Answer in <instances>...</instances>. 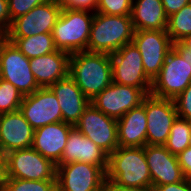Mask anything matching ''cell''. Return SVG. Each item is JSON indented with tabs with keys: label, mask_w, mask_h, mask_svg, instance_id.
Returning a JSON list of instances; mask_svg holds the SVG:
<instances>
[{
	"label": "cell",
	"mask_w": 191,
	"mask_h": 191,
	"mask_svg": "<svg viewBox=\"0 0 191 191\" xmlns=\"http://www.w3.org/2000/svg\"><path fill=\"white\" fill-rule=\"evenodd\" d=\"M179 43L191 52V34L185 36Z\"/></svg>",
	"instance_id": "39"
},
{
	"label": "cell",
	"mask_w": 191,
	"mask_h": 191,
	"mask_svg": "<svg viewBox=\"0 0 191 191\" xmlns=\"http://www.w3.org/2000/svg\"><path fill=\"white\" fill-rule=\"evenodd\" d=\"M191 84V52L179 42L167 54L159 74L152 81L150 94L174 100Z\"/></svg>",
	"instance_id": "3"
},
{
	"label": "cell",
	"mask_w": 191,
	"mask_h": 191,
	"mask_svg": "<svg viewBox=\"0 0 191 191\" xmlns=\"http://www.w3.org/2000/svg\"><path fill=\"white\" fill-rule=\"evenodd\" d=\"M56 165L32 147L7 153V178L56 180Z\"/></svg>",
	"instance_id": "9"
},
{
	"label": "cell",
	"mask_w": 191,
	"mask_h": 191,
	"mask_svg": "<svg viewBox=\"0 0 191 191\" xmlns=\"http://www.w3.org/2000/svg\"><path fill=\"white\" fill-rule=\"evenodd\" d=\"M177 158L185 178L191 179V146L177 155Z\"/></svg>",
	"instance_id": "33"
},
{
	"label": "cell",
	"mask_w": 191,
	"mask_h": 191,
	"mask_svg": "<svg viewBox=\"0 0 191 191\" xmlns=\"http://www.w3.org/2000/svg\"><path fill=\"white\" fill-rule=\"evenodd\" d=\"M135 29L131 16H112L94 12L88 52L112 54L132 43Z\"/></svg>",
	"instance_id": "4"
},
{
	"label": "cell",
	"mask_w": 191,
	"mask_h": 191,
	"mask_svg": "<svg viewBox=\"0 0 191 191\" xmlns=\"http://www.w3.org/2000/svg\"><path fill=\"white\" fill-rule=\"evenodd\" d=\"M34 129L20 110L0 114V149L6 154L32 147Z\"/></svg>",
	"instance_id": "18"
},
{
	"label": "cell",
	"mask_w": 191,
	"mask_h": 191,
	"mask_svg": "<svg viewBox=\"0 0 191 191\" xmlns=\"http://www.w3.org/2000/svg\"><path fill=\"white\" fill-rule=\"evenodd\" d=\"M63 6L71 9L96 11L98 0H59Z\"/></svg>",
	"instance_id": "32"
},
{
	"label": "cell",
	"mask_w": 191,
	"mask_h": 191,
	"mask_svg": "<svg viewBox=\"0 0 191 191\" xmlns=\"http://www.w3.org/2000/svg\"><path fill=\"white\" fill-rule=\"evenodd\" d=\"M147 116V144L164 145L178 113L174 100L159 98L152 94L145 97Z\"/></svg>",
	"instance_id": "14"
},
{
	"label": "cell",
	"mask_w": 191,
	"mask_h": 191,
	"mask_svg": "<svg viewBox=\"0 0 191 191\" xmlns=\"http://www.w3.org/2000/svg\"><path fill=\"white\" fill-rule=\"evenodd\" d=\"M74 126L56 122L34 130L32 148L55 165L60 162L70 130Z\"/></svg>",
	"instance_id": "19"
},
{
	"label": "cell",
	"mask_w": 191,
	"mask_h": 191,
	"mask_svg": "<svg viewBox=\"0 0 191 191\" xmlns=\"http://www.w3.org/2000/svg\"><path fill=\"white\" fill-rule=\"evenodd\" d=\"M189 142H190L189 146H191V133H190V136H189Z\"/></svg>",
	"instance_id": "40"
},
{
	"label": "cell",
	"mask_w": 191,
	"mask_h": 191,
	"mask_svg": "<svg viewBox=\"0 0 191 191\" xmlns=\"http://www.w3.org/2000/svg\"><path fill=\"white\" fill-rule=\"evenodd\" d=\"M167 17L180 11L185 5L191 3V0H161Z\"/></svg>",
	"instance_id": "36"
},
{
	"label": "cell",
	"mask_w": 191,
	"mask_h": 191,
	"mask_svg": "<svg viewBox=\"0 0 191 191\" xmlns=\"http://www.w3.org/2000/svg\"><path fill=\"white\" fill-rule=\"evenodd\" d=\"M57 191H101L106 172L97 165L71 162L56 166Z\"/></svg>",
	"instance_id": "10"
},
{
	"label": "cell",
	"mask_w": 191,
	"mask_h": 191,
	"mask_svg": "<svg viewBox=\"0 0 191 191\" xmlns=\"http://www.w3.org/2000/svg\"><path fill=\"white\" fill-rule=\"evenodd\" d=\"M56 180L7 178L2 191H55Z\"/></svg>",
	"instance_id": "27"
},
{
	"label": "cell",
	"mask_w": 191,
	"mask_h": 191,
	"mask_svg": "<svg viewBox=\"0 0 191 191\" xmlns=\"http://www.w3.org/2000/svg\"><path fill=\"white\" fill-rule=\"evenodd\" d=\"M0 78L14 85L23 96L40 88L31 71L30 59L4 36L0 39Z\"/></svg>",
	"instance_id": "6"
},
{
	"label": "cell",
	"mask_w": 191,
	"mask_h": 191,
	"mask_svg": "<svg viewBox=\"0 0 191 191\" xmlns=\"http://www.w3.org/2000/svg\"><path fill=\"white\" fill-rule=\"evenodd\" d=\"M112 62V81L120 84L142 89L150 94L152 80L146 75L140 51L129 43L117 52L110 54Z\"/></svg>",
	"instance_id": "7"
},
{
	"label": "cell",
	"mask_w": 191,
	"mask_h": 191,
	"mask_svg": "<svg viewBox=\"0 0 191 191\" xmlns=\"http://www.w3.org/2000/svg\"><path fill=\"white\" fill-rule=\"evenodd\" d=\"M69 76L91 101L113 82L110 54L88 51L71 54Z\"/></svg>",
	"instance_id": "2"
},
{
	"label": "cell",
	"mask_w": 191,
	"mask_h": 191,
	"mask_svg": "<svg viewBox=\"0 0 191 191\" xmlns=\"http://www.w3.org/2000/svg\"><path fill=\"white\" fill-rule=\"evenodd\" d=\"M133 0H98L95 12L112 16H130Z\"/></svg>",
	"instance_id": "29"
},
{
	"label": "cell",
	"mask_w": 191,
	"mask_h": 191,
	"mask_svg": "<svg viewBox=\"0 0 191 191\" xmlns=\"http://www.w3.org/2000/svg\"><path fill=\"white\" fill-rule=\"evenodd\" d=\"M152 191H191V179L185 178L180 182L155 186Z\"/></svg>",
	"instance_id": "35"
},
{
	"label": "cell",
	"mask_w": 191,
	"mask_h": 191,
	"mask_svg": "<svg viewBox=\"0 0 191 191\" xmlns=\"http://www.w3.org/2000/svg\"><path fill=\"white\" fill-rule=\"evenodd\" d=\"M101 191H137V190L121 189L118 187H114L110 183L106 182V184L102 187Z\"/></svg>",
	"instance_id": "38"
},
{
	"label": "cell",
	"mask_w": 191,
	"mask_h": 191,
	"mask_svg": "<svg viewBox=\"0 0 191 191\" xmlns=\"http://www.w3.org/2000/svg\"><path fill=\"white\" fill-rule=\"evenodd\" d=\"M7 180V154L0 149V191Z\"/></svg>",
	"instance_id": "37"
},
{
	"label": "cell",
	"mask_w": 191,
	"mask_h": 191,
	"mask_svg": "<svg viewBox=\"0 0 191 191\" xmlns=\"http://www.w3.org/2000/svg\"><path fill=\"white\" fill-rule=\"evenodd\" d=\"M11 25L8 0H0V34L4 36Z\"/></svg>",
	"instance_id": "34"
},
{
	"label": "cell",
	"mask_w": 191,
	"mask_h": 191,
	"mask_svg": "<svg viewBox=\"0 0 191 191\" xmlns=\"http://www.w3.org/2000/svg\"><path fill=\"white\" fill-rule=\"evenodd\" d=\"M118 144L121 147H144L147 144V116L143 103L117 120Z\"/></svg>",
	"instance_id": "22"
},
{
	"label": "cell",
	"mask_w": 191,
	"mask_h": 191,
	"mask_svg": "<svg viewBox=\"0 0 191 191\" xmlns=\"http://www.w3.org/2000/svg\"><path fill=\"white\" fill-rule=\"evenodd\" d=\"M28 59L56 51L52 33H43L23 38H6Z\"/></svg>",
	"instance_id": "24"
},
{
	"label": "cell",
	"mask_w": 191,
	"mask_h": 191,
	"mask_svg": "<svg viewBox=\"0 0 191 191\" xmlns=\"http://www.w3.org/2000/svg\"><path fill=\"white\" fill-rule=\"evenodd\" d=\"M135 31L166 30L168 17L161 0H136L131 9Z\"/></svg>",
	"instance_id": "23"
},
{
	"label": "cell",
	"mask_w": 191,
	"mask_h": 191,
	"mask_svg": "<svg viewBox=\"0 0 191 191\" xmlns=\"http://www.w3.org/2000/svg\"><path fill=\"white\" fill-rule=\"evenodd\" d=\"M132 43L140 51L146 75L153 81L174 43L166 30L135 31Z\"/></svg>",
	"instance_id": "11"
},
{
	"label": "cell",
	"mask_w": 191,
	"mask_h": 191,
	"mask_svg": "<svg viewBox=\"0 0 191 191\" xmlns=\"http://www.w3.org/2000/svg\"><path fill=\"white\" fill-rule=\"evenodd\" d=\"M89 10L71 9L63 6L55 23L52 36L57 50L73 54L87 51L91 25L94 18Z\"/></svg>",
	"instance_id": "5"
},
{
	"label": "cell",
	"mask_w": 191,
	"mask_h": 191,
	"mask_svg": "<svg viewBox=\"0 0 191 191\" xmlns=\"http://www.w3.org/2000/svg\"><path fill=\"white\" fill-rule=\"evenodd\" d=\"M70 53L56 50L30 59V68L40 88H47L69 76Z\"/></svg>",
	"instance_id": "21"
},
{
	"label": "cell",
	"mask_w": 191,
	"mask_h": 191,
	"mask_svg": "<svg viewBox=\"0 0 191 191\" xmlns=\"http://www.w3.org/2000/svg\"><path fill=\"white\" fill-rule=\"evenodd\" d=\"M178 116L191 121V84L174 99Z\"/></svg>",
	"instance_id": "31"
},
{
	"label": "cell",
	"mask_w": 191,
	"mask_h": 191,
	"mask_svg": "<svg viewBox=\"0 0 191 191\" xmlns=\"http://www.w3.org/2000/svg\"><path fill=\"white\" fill-rule=\"evenodd\" d=\"M109 154L83 135L75 126L70 130L60 162L56 166L71 162H84L100 166L105 172Z\"/></svg>",
	"instance_id": "16"
},
{
	"label": "cell",
	"mask_w": 191,
	"mask_h": 191,
	"mask_svg": "<svg viewBox=\"0 0 191 191\" xmlns=\"http://www.w3.org/2000/svg\"><path fill=\"white\" fill-rule=\"evenodd\" d=\"M106 182L121 189L152 191L144 147H121L109 154Z\"/></svg>",
	"instance_id": "1"
},
{
	"label": "cell",
	"mask_w": 191,
	"mask_h": 191,
	"mask_svg": "<svg viewBox=\"0 0 191 191\" xmlns=\"http://www.w3.org/2000/svg\"><path fill=\"white\" fill-rule=\"evenodd\" d=\"M23 97L14 85L0 78V114L19 110Z\"/></svg>",
	"instance_id": "28"
},
{
	"label": "cell",
	"mask_w": 191,
	"mask_h": 191,
	"mask_svg": "<svg viewBox=\"0 0 191 191\" xmlns=\"http://www.w3.org/2000/svg\"><path fill=\"white\" fill-rule=\"evenodd\" d=\"M48 0H8L10 22Z\"/></svg>",
	"instance_id": "30"
},
{
	"label": "cell",
	"mask_w": 191,
	"mask_h": 191,
	"mask_svg": "<svg viewBox=\"0 0 191 191\" xmlns=\"http://www.w3.org/2000/svg\"><path fill=\"white\" fill-rule=\"evenodd\" d=\"M75 127L108 154L118 147L117 119L105 115L90 104Z\"/></svg>",
	"instance_id": "12"
},
{
	"label": "cell",
	"mask_w": 191,
	"mask_h": 191,
	"mask_svg": "<svg viewBox=\"0 0 191 191\" xmlns=\"http://www.w3.org/2000/svg\"><path fill=\"white\" fill-rule=\"evenodd\" d=\"M145 156L155 186L183 181L185 176L176 155L170 153L164 145H145Z\"/></svg>",
	"instance_id": "17"
},
{
	"label": "cell",
	"mask_w": 191,
	"mask_h": 191,
	"mask_svg": "<svg viewBox=\"0 0 191 191\" xmlns=\"http://www.w3.org/2000/svg\"><path fill=\"white\" fill-rule=\"evenodd\" d=\"M34 130L48 124L62 122V112L53 91L39 88L25 95L19 109Z\"/></svg>",
	"instance_id": "15"
},
{
	"label": "cell",
	"mask_w": 191,
	"mask_h": 191,
	"mask_svg": "<svg viewBox=\"0 0 191 191\" xmlns=\"http://www.w3.org/2000/svg\"><path fill=\"white\" fill-rule=\"evenodd\" d=\"M63 4L59 0H48L11 22L5 38H23L43 33H52Z\"/></svg>",
	"instance_id": "8"
},
{
	"label": "cell",
	"mask_w": 191,
	"mask_h": 191,
	"mask_svg": "<svg viewBox=\"0 0 191 191\" xmlns=\"http://www.w3.org/2000/svg\"><path fill=\"white\" fill-rule=\"evenodd\" d=\"M49 88L58 99L62 112V121L75 126L84 110L91 104L90 100L70 76L57 81Z\"/></svg>",
	"instance_id": "20"
},
{
	"label": "cell",
	"mask_w": 191,
	"mask_h": 191,
	"mask_svg": "<svg viewBox=\"0 0 191 191\" xmlns=\"http://www.w3.org/2000/svg\"><path fill=\"white\" fill-rule=\"evenodd\" d=\"M166 31L173 43L179 42L191 34V3L168 17Z\"/></svg>",
	"instance_id": "26"
},
{
	"label": "cell",
	"mask_w": 191,
	"mask_h": 191,
	"mask_svg": "<svg viewBox=\"0 0 191 191\" xmlns=\"http://www.w3.org/2000/svg\"><path fill=\"white\" fill-rule=\"evenodd\" d=\"M191 133V121L177 116L174 120L169 137L164 147L173 155H179L189 147V136Z\"/></svg>",
	"instance_id": "25"
},
{
	"label": "cell",
	"mask_w": 191,
	"mask_h": 191,
	"mask_svg": "<svg viewBox=\"0 0 191 191\" xmlns=\"http://www.w3.org/2000/svg\"><path fill=\"white\" fill-rule=\"evenodd\" d=\"M146 96L142 89L112 82L90 102L105 115L118 120L129 110L140 106Z\"/></svg>",
	"instance_id": "13"
}]
</instances>
